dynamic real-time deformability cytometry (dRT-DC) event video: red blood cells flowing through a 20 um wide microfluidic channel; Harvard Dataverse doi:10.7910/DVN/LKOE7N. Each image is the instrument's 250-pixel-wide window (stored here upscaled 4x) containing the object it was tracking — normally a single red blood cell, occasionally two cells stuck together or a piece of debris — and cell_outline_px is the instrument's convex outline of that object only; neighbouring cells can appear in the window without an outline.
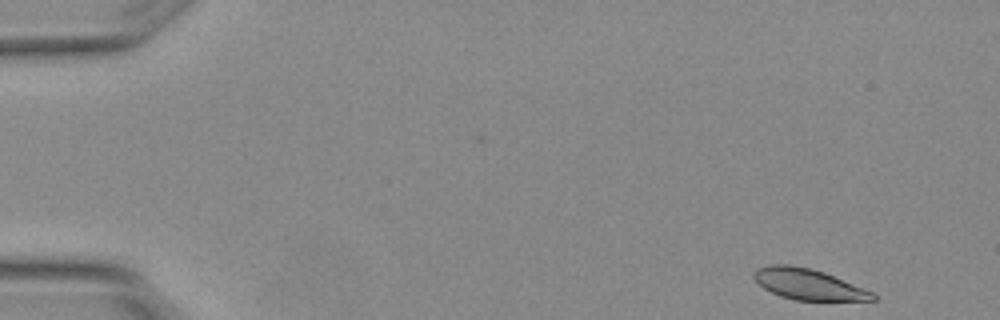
{"species": "Egyptian fruit bat (a non-hibernating species)", "species_latin": "Rousettus aegyptiacus", "temperature_condition": "warm", "stored_images_in_passage": 3, "camera_frame_rate_fps": 3000, "um_per_image_px": 0.085, "animal": {"sex": "female"}, "frame": {"image": 1, "passage_image": 1, "time_ms": 0.0, "image_size_px": [1000, 320], "cell_outline_px": [[876, 300], [796, 300], [780, 296], [764, 288], [752, 276], [752, 272], [756, 268], [772, 264], [788, 264], [812, 268], [824, 272], [872, 292], [876, 296]], "centroid_in_image_um": [68.65, 24.14], "position_along_channel_um": 16.3, "area_um2": 21.15}}
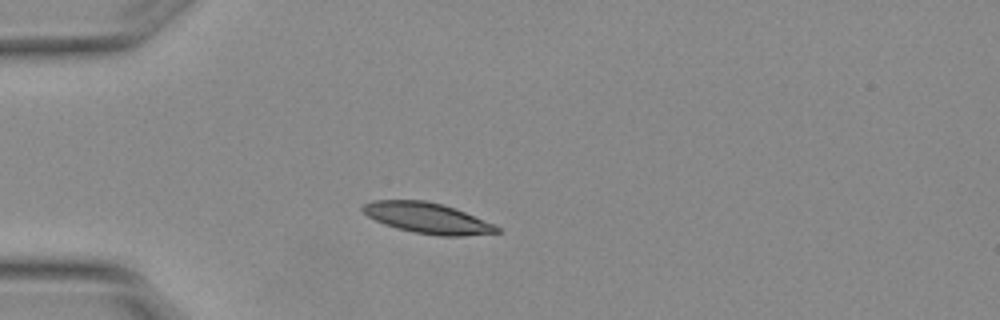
{"frame": {"image": 2, "passage_image": 3, "time_ms": 0.667, "image_size_px": [1000, 320], "cell_outline_px": [[500, 232], [464, 236], [440, 236], [412, 232], [396, 228], [384, 224], [368, 216], [360, 208], [364, 204], [372, 200], [424, 200], [444, 204], [464, 212], [492, 224], [500, 228]], "centroid_in_image_um": [36.29, 18.53], "position_along_channel_um": 48.7, "area_um2": 23.81}}